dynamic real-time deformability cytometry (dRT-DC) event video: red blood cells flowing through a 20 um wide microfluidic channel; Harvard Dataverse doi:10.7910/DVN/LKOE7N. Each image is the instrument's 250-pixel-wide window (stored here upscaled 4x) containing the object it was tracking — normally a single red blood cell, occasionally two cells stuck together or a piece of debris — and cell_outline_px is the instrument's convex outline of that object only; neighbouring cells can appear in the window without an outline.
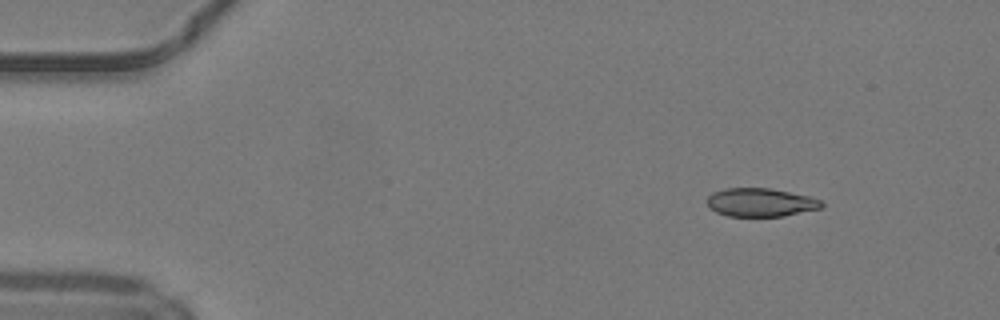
{"species": "common noctule bat (a hibernating species)", "species_latin": "Nyctalus noctula", "temperature_condition": "warm", "stored_images_in_passage": 44, "camera_frame_rate_fps": 3000, "um_per_image_px": 0.085, "animal": {"sex": "male", "body_mass_g": 19.2, "forearm_length_mm": 51.8}, "frame": {"image": 1, "passage_image": 1, "time_ms": 0.0, "image_size_px": [1000, 320], "cell_outline_px": [[824, 204], [820, 208], [784, 216], [728, 216], [716, 212], [708, 208], [708, 196], [712, 192], [724, 188], [768, 188], [808, 196], [820, 200]], "centroid_in_image_um": [64.6, 17.2], "position_along_channel_um": 20.4, "area_um2": 18.84}}
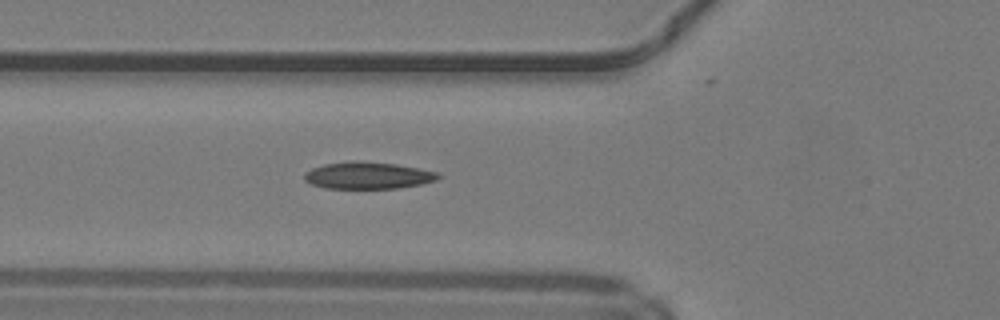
{"frame": {"image": 2, "passage_image": 13, "time_ms": 4.0, "image_size_px": [1000, 320], "cell_outline_px": [[440, 176], [436, 180], [420, 184], [400, 188], [324, 188], [312, 184], [304, 180], [304, 172], [312, 168], [324, 164], [352, 160], [356, 160], [396, 164], [436, 172]], "centroid_in_image_um": [31.22, 14.91], "position_along_channel_um": 94.6, "area_um2": 20.92}}
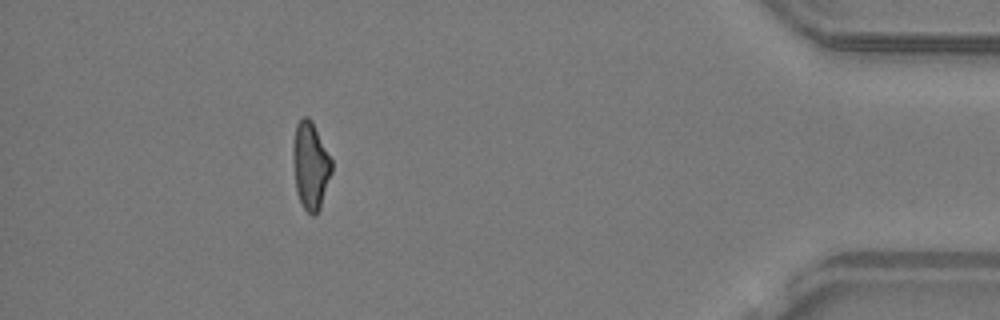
{"frame": {"image": 3, "passage_image": 39, "time_ms": 12.667, "image_size_px": [1000, 320], "cell_outline_px": [[332, 172], [320, 208], [316, 216], [312, 216], [304, 208], [296, 192], [292, 160], [292, 144], [296, 124], [304, 116], [308, 116], [312, 120], [332, 160]], "centroid_in_image_um": [26.38, 14.07], "position_along_channel_um": 408.8, "area_um2": 19.94}, "authors_computed_cell_mechanics": {"area_um2": 20.2011, "velocity_mm_per_s": 4.255, "shape_relaxation_time_tau1_ms": null, "shape_relaxation_time_tau2_ms": 2.2104, "deformation_change_tau1": null, "deformation_change_tau2": 0.0971}}